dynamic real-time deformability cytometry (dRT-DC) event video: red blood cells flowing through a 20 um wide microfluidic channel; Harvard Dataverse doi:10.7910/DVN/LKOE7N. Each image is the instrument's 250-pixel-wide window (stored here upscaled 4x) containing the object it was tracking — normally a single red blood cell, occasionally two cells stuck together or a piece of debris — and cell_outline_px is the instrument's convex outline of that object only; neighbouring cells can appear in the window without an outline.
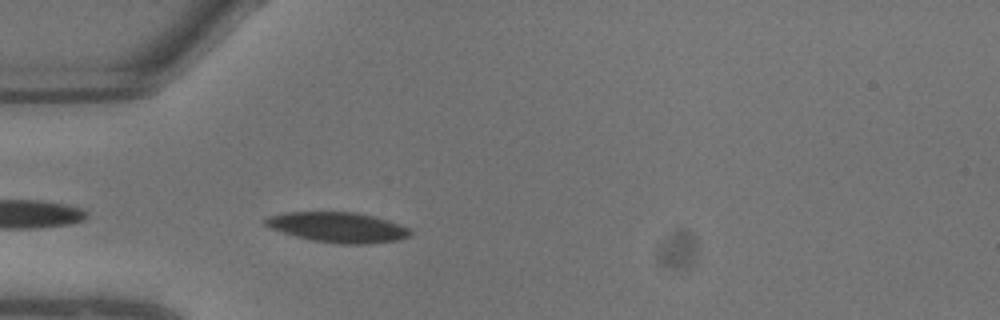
{"species": "common noctule bat (a hibernating species)", "species_latin": "Nyctalus noctula", "temperature_condition": "warm", "stored_images_in_passage": 4, "camera_frame_rate_fps": 3000, "um_per_image_px": 0.085, "animal": {"sex": "male", "body_mass_g": 13.3}, "frame": {"image": 1, "passage_image": 4, "time_ms": 1.0, "image_size_px": [1000, 320], "cell_outline_px": [[412, 236], [400, 240], [368, 244], [344, 244], [312, 240], [296, 236], [268, 228], [260, 220], [268, 216], [284, 212], [356, 212], [388, 220], [400, 224], [408, 228], [412, 232]], "centroid_in_image_um": [28.7, 19.32], "position_along_channel_um": 56.3, "area_um2": 25.72}}